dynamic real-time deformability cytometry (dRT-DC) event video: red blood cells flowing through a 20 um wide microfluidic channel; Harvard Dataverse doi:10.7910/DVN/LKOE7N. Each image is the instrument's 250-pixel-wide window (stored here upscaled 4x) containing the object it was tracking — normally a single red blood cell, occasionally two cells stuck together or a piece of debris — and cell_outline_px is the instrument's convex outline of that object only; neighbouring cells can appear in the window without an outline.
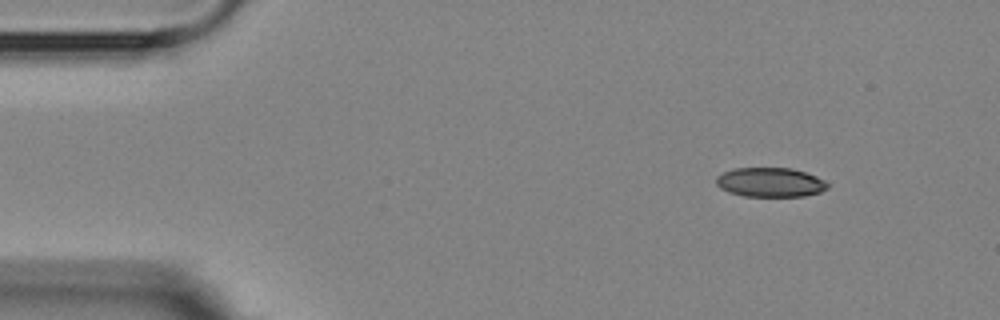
{"species": "Egyptian fruit bat (a non-hibernating species)", "species_latin": "Rousettus aegyptiacus", "temperature_condition": "room temperature", "stored_images_in_passage": 2, "camera_frame_rate_fps": 3000, "um_per_image_px": 0.085, "animal": {"sex": "female"}, "frame": {"image": 1, "passage_image": 1, "time_ms": 0.0, "image_size_px": [1000, 320], "cell_outline_px": [[828, 188], [820, 192], [804, 196], [744, 196], [728, 192], [720, 188], [716, 184], [716, 176], [732, 168], [792, 168], [816, 176], [824, 180], [828, 184]], "centroid_in_image_um": [65.45, 15.49], "position_along_channel_um": 19.5, "area_um2": 19.07}}